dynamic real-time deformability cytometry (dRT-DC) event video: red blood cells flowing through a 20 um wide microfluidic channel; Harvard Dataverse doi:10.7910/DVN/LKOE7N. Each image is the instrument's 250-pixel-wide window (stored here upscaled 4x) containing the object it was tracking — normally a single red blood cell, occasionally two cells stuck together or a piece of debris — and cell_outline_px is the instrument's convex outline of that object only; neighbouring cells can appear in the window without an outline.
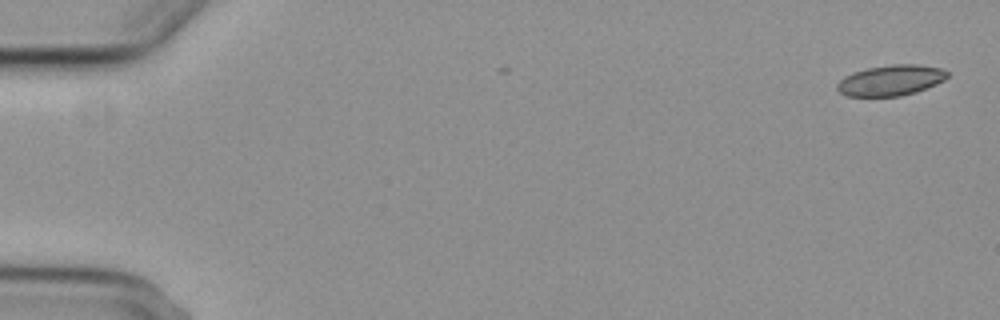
{"species": "common noctule bat (a hibernating species)", "species_latin": "Nyctalus noctula", "temperature_condition": "cold", "stored_images_in_passage": 5, "camera_frame_rate_fps": 3000, "um_per_image_px": 0.085, "animal": {"sex": "female", "body_mass_g": 29.2, "forearm_length_mm": 56.3}, "frame": {"image": 1, "passage_image": 1, "time_ms": 0.0, "image_size_px": [1000, 320], "cell_outline_px": [[948, 76], [944, 80], [936, 84], [916, 92], [900, 96], [848, 96], [840, 92], [836, 88], [836, 84], [844, 76], [852, 72], [868, 68], [892, 64], [916, 64], [940, 68], [948, 72]], "centroid_in_image_um": [75.7, 6.82], "position_along_channel_um": 9.3, "area_um2": 19.65}}
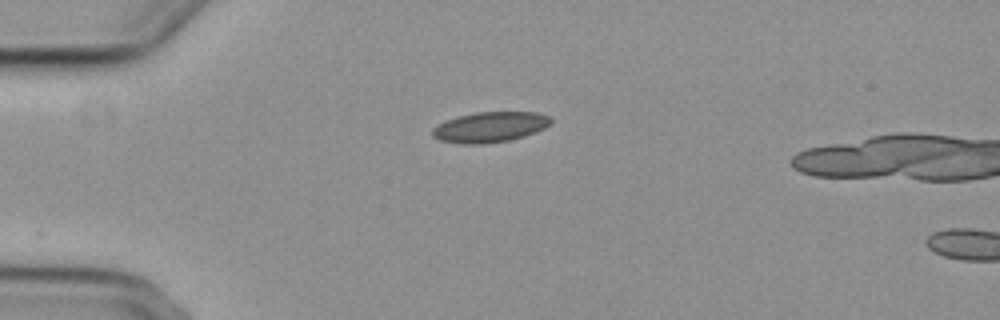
{"frame": {"image": 2, "passage_image": 4, "time_ms": 4.333, "image_size_px": [1000, 320], "cell_outline_px": [[552, 120], [544, 128], [536, 132], [524, 136], [508, 140], [484, 144], [460, 144], [440, 140], [432, 136], [432, 128], [448, 120], [460, 116], [476, 112], [536, 112], [548, 116]], "centroid_in_image_um": [41.64, 10.81], "position_along_channel_um": 43.4, "area_um2": 20.75}}